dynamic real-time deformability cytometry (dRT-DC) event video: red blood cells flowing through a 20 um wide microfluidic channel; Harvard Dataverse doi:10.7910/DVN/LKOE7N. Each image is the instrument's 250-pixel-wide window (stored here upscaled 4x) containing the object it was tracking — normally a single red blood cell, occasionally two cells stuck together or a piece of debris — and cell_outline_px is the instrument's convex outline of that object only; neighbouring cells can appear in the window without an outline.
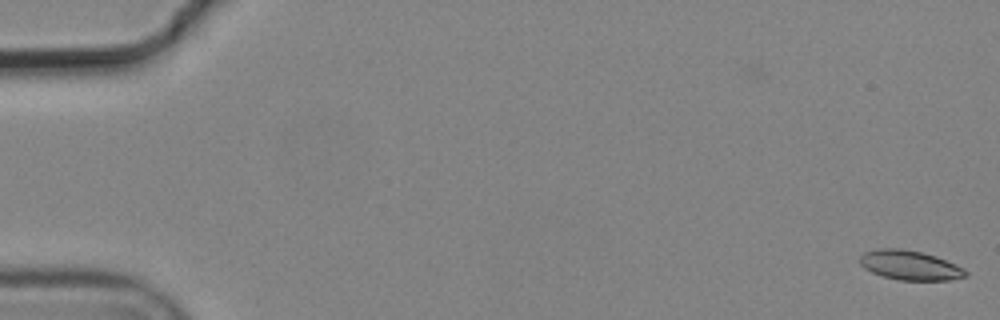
{"species": "common noctule bat (a hibernating species)", "species_latin": "Nyctalus noctula", "temperature_condition": "cold", "stored_images_in_passage": 2, "camera_frame_rate_fps": 3000, "um_per_image_px": 0.085, "animal": {"sex": "male", "body_mass_g": 19.2, "forearm_length_mm": 51.8}, "frame": {"image": 1, "passage_image": 2, "time_ms": 0.333, "image_size_px": [1000, 320], "cell_outline_px": [[968, 276], [948, 280], [900, 280], [884, 276], [872, 272], [864, 268], [860, 264], [860, 256], [864, 252], [876, 248], [900, 248], [920, 252], [936, 256], [964, 268], [968, 272]], "centroid_in_image_um": [77.34, 22.54], "position_along_channel_um": 7.7, "area_um2": 18.15}}